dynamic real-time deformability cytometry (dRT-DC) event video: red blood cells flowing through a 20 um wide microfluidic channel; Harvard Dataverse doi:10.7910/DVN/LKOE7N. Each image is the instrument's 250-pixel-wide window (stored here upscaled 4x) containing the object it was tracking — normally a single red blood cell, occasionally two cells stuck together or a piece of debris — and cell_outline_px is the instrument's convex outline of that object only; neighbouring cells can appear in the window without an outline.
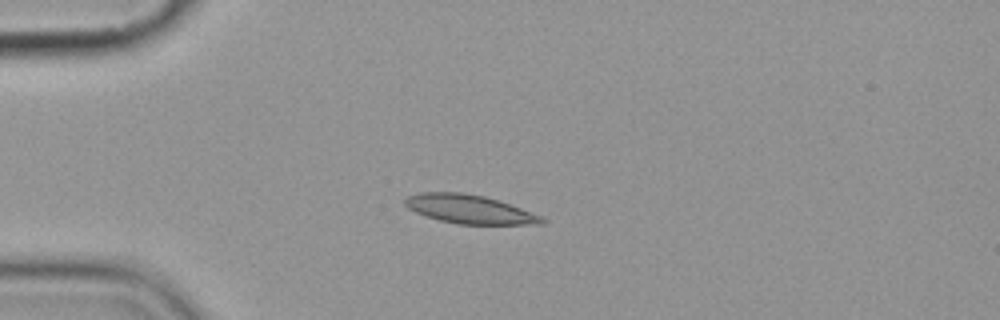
{"species": "common noctule bat (a hibernating species)", "species_latin": "Nyctalus noctula", "temperature_condition": "cold", "stored_images_in_passage": 10, "camera_frame_rate_fps": 3000, "um_per_image_px": 0.085, "animal": {"sex": "female", "body_mass_g": 19.9}, "frame": {"image": 1, "passage_image": 5, "time_ms": 4.667, "image_size_px": [1000, 320], "cell_outline_px": [[548, 220], [544, 224], [456, 224], [440, 220], [416, 212], [408, 208], [404, 204], [404, 200], [408, 196], [420, 192], [460, 192], [484, 196], [500, 200], [540, 216]], "centroid_in_image_um": [39.9, 17.78], "position_along_channel_um": 45.1, "area_um2": 22.77}}
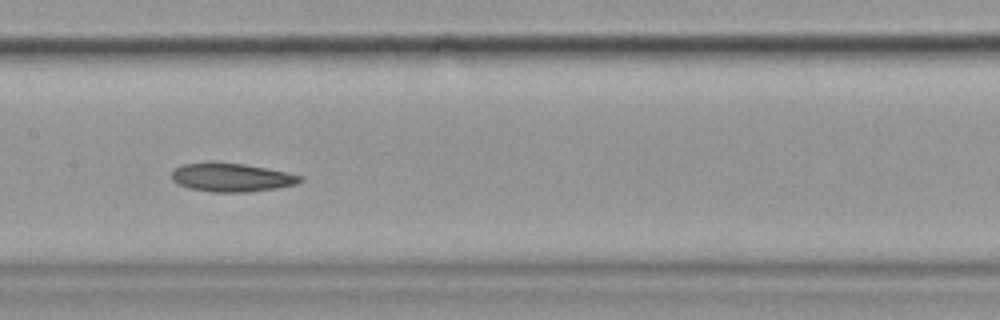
{"frame": {"image": 2, "passage_image": 9, "time_ms": 9.333, "image_size_px": [1000, 320], "cell_outline_px": [[304, 180], [296, 184], [276, 188], [248, 192], [212, 192], [188, 188], [172, 180], [172, 172], [176, 168], [184, 164], [208, 160], [212, 160], [244, 164], [288, 172], [304, 176]], "centroid_in_image_um": [19.69, 15.05], "position_along_channel_um": 187.7, "area_um2": 21.79}}
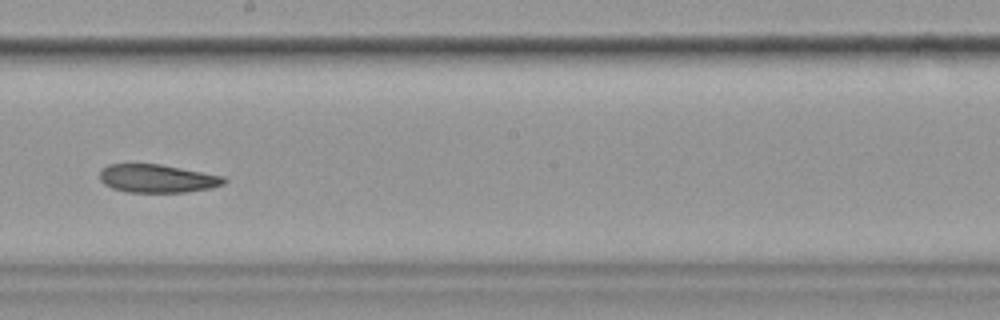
{"frame": {"image": 3, "passage_image": 10, "time_ms": 10.667, "image_size_px": [1000, 320], "cell_outline_px": [[228, 180], [224, 184], [212, 188], [188, 192], [128, 192], [112, 188], [104, 184], [100, 180], [100, 168], [108, 164], [160, 164], [224, 176]], "centroid_in_image_um": [13.37, 15.17], "position_along_channel_um": 234.8, "area_um2": 20.58}}